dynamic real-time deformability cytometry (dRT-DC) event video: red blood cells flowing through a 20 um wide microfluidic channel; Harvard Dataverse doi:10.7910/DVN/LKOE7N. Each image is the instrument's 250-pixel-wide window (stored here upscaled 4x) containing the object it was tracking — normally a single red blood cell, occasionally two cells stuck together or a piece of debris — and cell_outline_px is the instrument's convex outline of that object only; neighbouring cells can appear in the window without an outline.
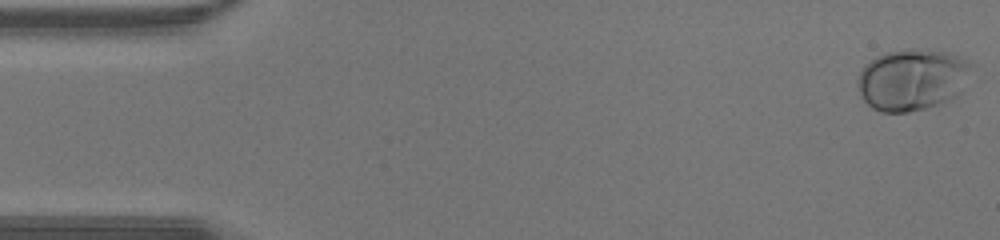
{"species": "human", "species_latin": "Homo sapiens", "temperature_condition": "warm", "stored_images_in_passage": 42, "camera_frame_rate_fps": 3000, "um_per_image_px": 0.085, "donor": {"sex": "male"}, "frame": {"image": 1, "passage_image": 1, "time_ms": 0.0, "image_size_px": [1000, 240], "cell_outline_px": [[976, 64], [960, 92], [940, 104], [908, 112], [880, 112], [872, 108], [864, 100], [856, 84], [856, 80], [864, 64], [876, 56], [888, 52], [908, 48], [912, 48], [944, 52], [956, 56]], "centroid_in_image_um": [77.52, 6.76], "position_along_channel_um": 7.5, "area_um2": 40.92}}
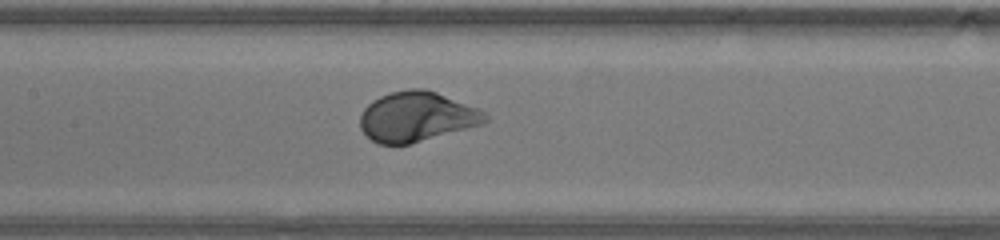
{"frame": {"image": 2, "passage_image": 20, "time_ms": 6.333, "image_size_px": [1000, 240], "cell_outline_px": [[488, 120], [484, 124], [412, 144], [380, 144], [372, 140], [360, 128], [360, 116], [364, 108], [372, 100], [388, 92], [408, 88], [424, 88], [436, 92], [480, 108], [488, 116]], "centroid_in_image_um": [35.44, 9.91], "position_along_channel_um": 172.0, "area_um2": 36.76}}
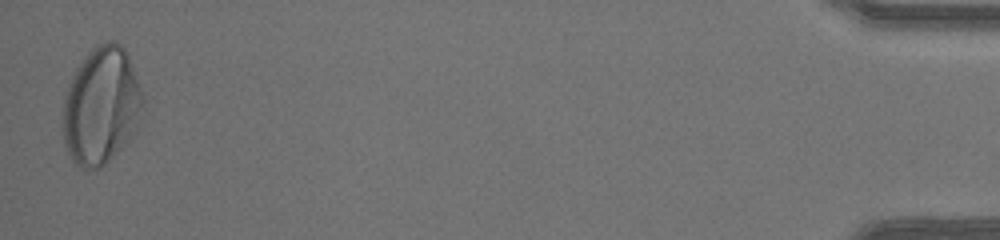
{"frame": {"image": 3, "passage_image": 42, "time_ms": 13.667, "image_size_px": [1000, 240], "cell_outline_px": [[144, 104], [136, 132], [100, 168], [88, 172], [80, 168], [72, 160], [64, 144], [64, 96], [68, 84], [76, 68], [84, 56], [96, 44], [104, 40], [116, 40], [128, 52], [144, 100]], "centroid_in_image_um": [8.61, 8.97], "position_along_channel_um": 426.6, "area_um2": 55.08}}